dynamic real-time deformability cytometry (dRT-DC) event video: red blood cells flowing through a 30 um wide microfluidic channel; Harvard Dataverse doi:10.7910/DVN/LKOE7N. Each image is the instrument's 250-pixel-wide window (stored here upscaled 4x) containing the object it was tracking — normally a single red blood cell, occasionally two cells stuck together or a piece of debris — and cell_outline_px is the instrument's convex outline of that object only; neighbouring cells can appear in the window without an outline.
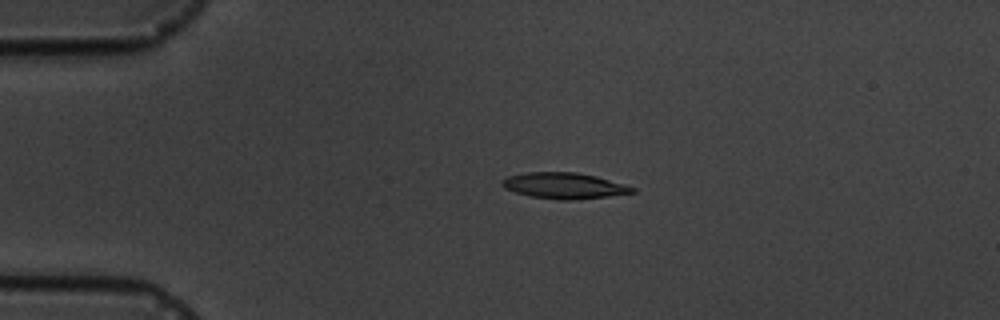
{"species": "common noctule bat (a hibernating species)", "species_latin": "Nyctalus noctula", "temperature_condition": "cold", "stored_images_in_passage": 5, "camera_frame_rate_fps": 3000, "um_per_image_px": 0.085, "animal": {"sex": "male", "body_mass_g": 19.5, "forearm_length_mm": 54.6}, "frame": {"image": 1, "passage_image": 3, "time_ms": 2.333, "image_size_px": [1000, 320], "cell_outline_px": [[636, 192], [608, 196], [572, 200], [560, 200], [532, 196], [516, 192], [504, 188], [500, 184], [500, 180], [508, 176], [524, 172], [576, 172], [596, 176], [624, 184], [636, 188]], "centroid_in_image_um": [47.93, 15.77], "position_along_channel_um": 37.1, "area_um2": 19.71}}
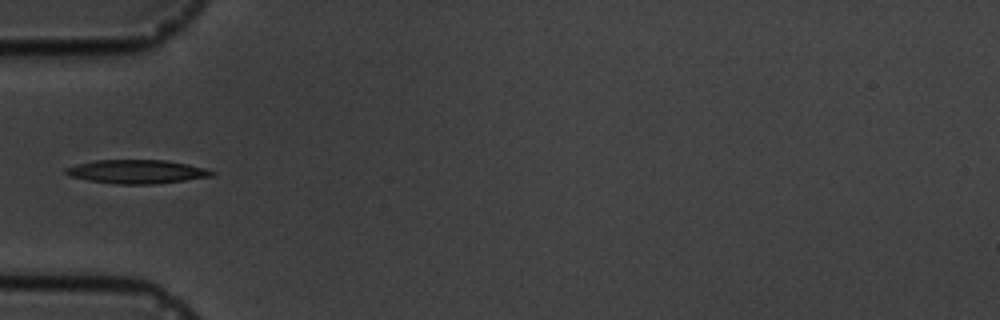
{"frame": {"image": 2, "passage_image": 5, "time_ms": 4.333, "image_size_px": [1000, 320], "cell_outline_px": [[216, 172], [212, 176], [156, 184], [116, 184], [88, 180], [68, 176], [64, 172], [64, 168], [76, 164], [96, 160], [164, 160], [188, 164], [204, 168]], "centroid_in_image_um": [11.58, 14.59], "position_along_channel_um": 73.4, "area_um2": 20.17}}